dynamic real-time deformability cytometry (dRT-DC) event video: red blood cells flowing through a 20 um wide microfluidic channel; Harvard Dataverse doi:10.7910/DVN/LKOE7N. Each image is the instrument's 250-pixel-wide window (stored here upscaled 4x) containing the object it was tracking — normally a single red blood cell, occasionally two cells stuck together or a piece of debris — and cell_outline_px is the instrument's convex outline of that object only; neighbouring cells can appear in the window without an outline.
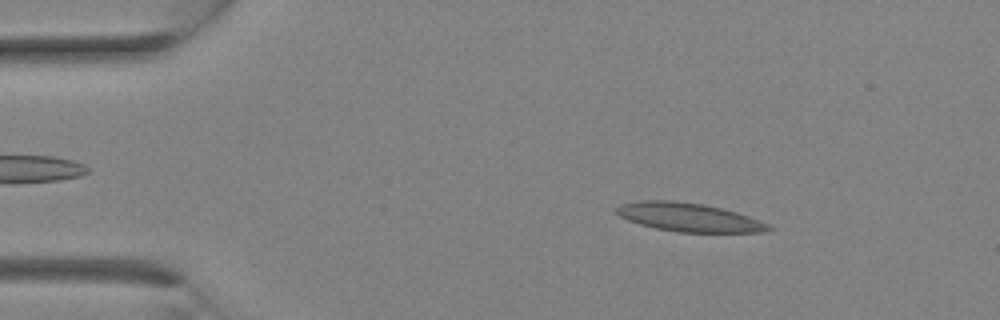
{"species": "Egyptian fruit bat (a non-hibernating species)", "species_latin": "Rousettus aegyptiacus", "temperature_condition": "room temperature", "stored_images_in_passage": 15, "camera_frame_rate_fps": 3000, "um_per_image_px": 0.085, "animal": {"sex": "female"}, "frame": {"image": 1, "passage_image": 4, "time_ms": 1.0, "image_size_px": [1000, 320], "cell_outline_px": [[772, 228], [768, 232], [680, 232], [656, 228], [640, 224], [628, 220], [620, 216], [616, 212], [616, 208], [620, 204], [640, 200], [672, 200], [704, 204], [724, 208], [748, 216], [768, 224]], "centroid_in_image_um": [58.54, 18.46], "position_along_channel_um": 26.5, "area_um2": 25.26}}
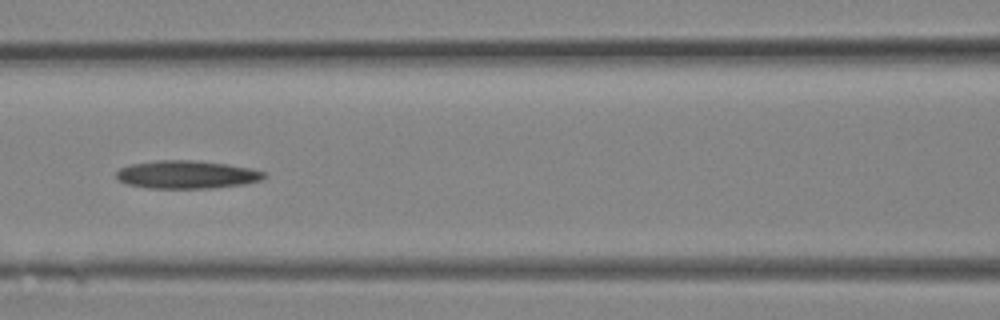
{"frame": {"image": 2, "passage_image": 12, "time_ms": 3.667, "image_size_px": [1000, 320], "cell_outline_px": [[268, 176], [260, 180], [244, 184], [208, 188], [148, 188], [128, 184], [116, 180], [116, 172], [120, 168], [128, 164], [156, 160], [196, 160], [228, 164], [252, 168], [264, 172]], "centroid_in_image_um": [15.85, 14.83], "position_along_channel_um": 150.8, "area_um2": 24.33}}
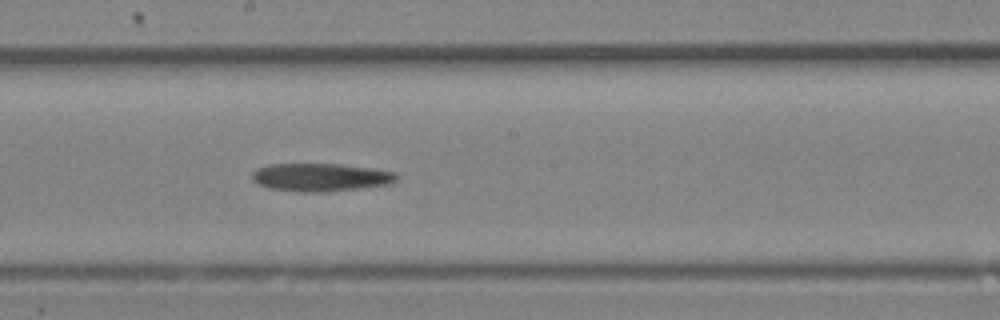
{"frame": {"image": 3, "passage_image": 15, "time_ms": 4.667, "image_size_px": [1000, 320], "cell_outline_px": [[396, 180], [388, 184], [324, 192], [296, 192], [268, 188], [256, 184], [252, 180], [252, 172], [256, 168], [268, 164], [340, 164], [372, 168], [396, 172]], "centroid_in_image_um": [27.16, 15.06], "position_along_channel_um": 221.0, "area_um2": 23.64}}